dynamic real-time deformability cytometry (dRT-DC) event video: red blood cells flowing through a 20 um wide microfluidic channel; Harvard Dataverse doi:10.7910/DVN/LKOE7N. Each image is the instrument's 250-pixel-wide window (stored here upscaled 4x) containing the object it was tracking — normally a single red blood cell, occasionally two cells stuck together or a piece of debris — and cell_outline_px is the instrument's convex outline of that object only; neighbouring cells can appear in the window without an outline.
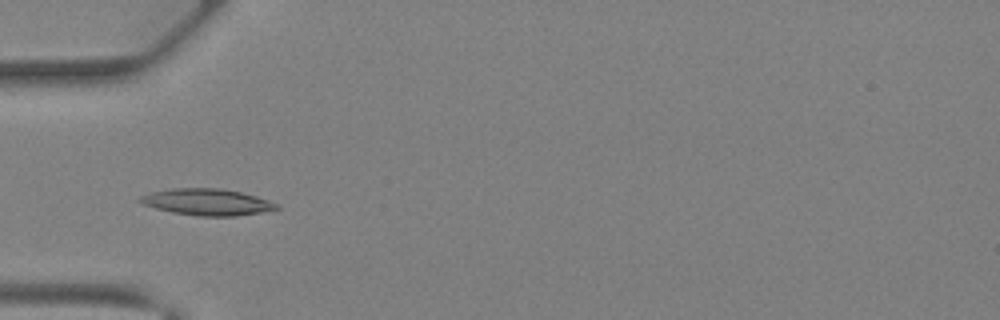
{"species": "Egyptian fruit bat (a non-hibernating species)", "species_latin": "Rousettus aegyptiacus", "temperature_condition": "warm", "stored_images_in_passage": 36, "camera_frame_rate_fps": 3000, "um_per_image_px": 0.085, "animal": {"sex": "female"}, "frame": {"image": 1, "passage_image": 9, "time_ms": 2.667, "image_size_px": [1000, 320], "cell_outline_px": [[280, 208], [260, 212], [236, 216], [200, 216], [172, 212], [156, 208], [144, 204], [136, 200], [140, 196], [152, 192], [168, 188], [220, 188], [240, 192], [256, 196], [268, 200], [276, 204]], "centroid_in_image_um": [17.56, 17.16], "position_along_channel_um": 67.4, "area_um2": 20.92}}
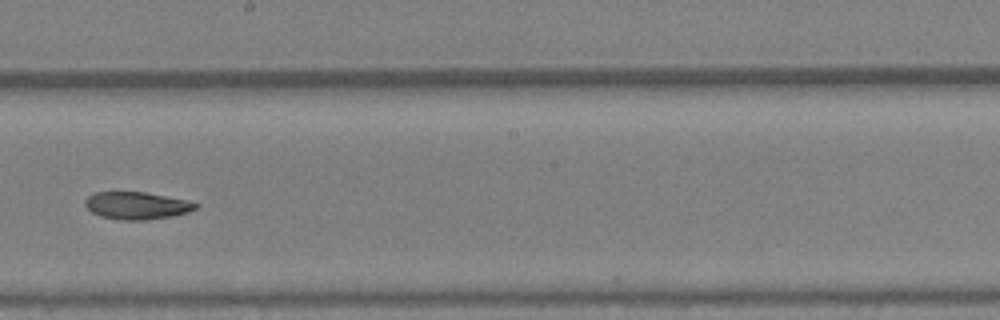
{"frame": {"image": 2, "passage_image": 19, "time_ms": 6.0, "image_size_px": [1000, 320], "cell_outline_px": [[200, 204], [196, 208], [188, 212], [172, 216], [144, 220], [124, 220], [100, 216], [92, 212], [84, 204], [84, 200], [88, 196], [96, 192], [144, 192], [188, 200]], "centroid_in_image_um": [11.63, 17.47], "position_along_channel_um": 236.6, "area_um2": 17.57}}
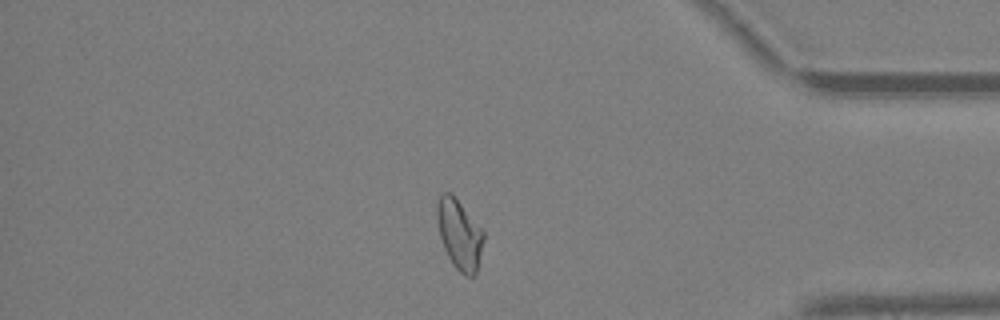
{"frame": {"image": 3, "passage_image": 30, "time_ms": 9.667, "image_size_px": [1000, 320], "cell_outline_px": [[484, 240], [476, 272], [472, 276], [464, 276], [452, 264], [444, 248], [440, 236], [436, 216], [436, 204], [440, 192], [452, 192], [484, 232]], "centroid_in_image_um": [39.03, 19.88], "position_along_channel_um": 396.2, "area_um2": 19.02}}